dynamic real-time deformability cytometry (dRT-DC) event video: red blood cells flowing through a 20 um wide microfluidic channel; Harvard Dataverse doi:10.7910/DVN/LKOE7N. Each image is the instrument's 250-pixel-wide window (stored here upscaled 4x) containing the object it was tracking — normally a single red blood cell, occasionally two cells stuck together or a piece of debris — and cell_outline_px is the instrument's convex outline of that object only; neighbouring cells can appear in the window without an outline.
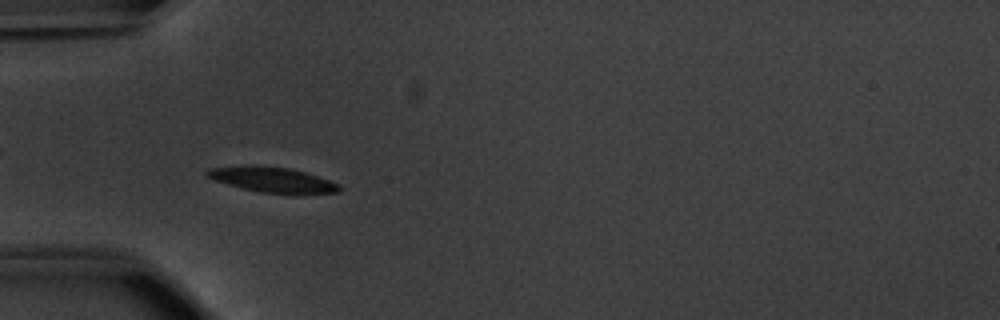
{"species": "common noctule bat (a hibernating species)", "species_latin": "Nyctalus noctula", "temperature_condition": "warm", "stored_images_in_passage": 53, "camera_frame_rate_fps": 3000, "um_per_image_px": 0.085, "animal": {"sex": "male", "body_mass_g": 20.1, "forearm_length_mm": 53.5}, "frame": {"image": 1, "passage_image": 16, "time_ms": 5.0, "image_size_px": [1000, 320], "cell_outline_px": [[344, 188], [340, 192], [292, 196], [260, 192], [212, 180], [204, 176], [204, 172], [208, 168], [248, 164], [252, 164], [288, 168], [304, 172], [340, 184]], "centroid_in_image_um": [23.17, 15.3], "position_along_channel_um": 61.8, "area_um2": 20.29}, "authors_computed_cell_mechanics": {"area_um2": 18.9584, "velocity_mm_per_s": 3.759, "shape_relaxation_time_tau1_ms": 1.5974, "shape_relaxation_time_tau2_ms": 4.8279, "deformation_change_tau1": 0.1027, "deformation_change_tau2": 0.0924}}